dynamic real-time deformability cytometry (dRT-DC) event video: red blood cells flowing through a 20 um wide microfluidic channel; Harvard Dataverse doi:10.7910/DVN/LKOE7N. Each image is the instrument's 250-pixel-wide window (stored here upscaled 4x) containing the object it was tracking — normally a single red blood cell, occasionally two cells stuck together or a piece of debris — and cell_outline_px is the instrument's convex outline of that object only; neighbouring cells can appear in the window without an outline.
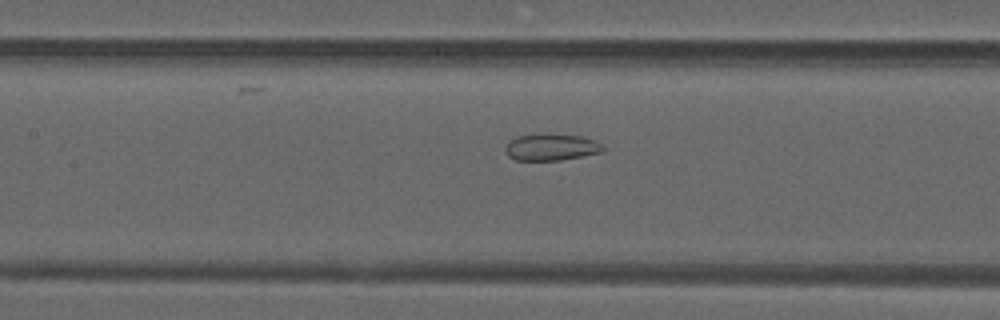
{"species": "common noctule bat (a hibernating species)", "species_latin": "Nyctalus noctula", "temperature_condition": "warm", "stored_images_in_passage": 31, "camera_frame_rate_fps": 3000, "um_per_image_px": 0.085, "animal": {"sex": "male", "forearm_length_mm": 52.5}, "frame": {"image": 1, "passage_image": 10, "time_ms": 3.0, "image_size_px": [1000, 320], "cell_outline_px": [[604, 152], [560, 160], [516, 160], [508, 156], [504, 152], [504, 148], [508, 140], [516, 136], [544, 132], [548, 132], [580, 136], [596, 140], [604, 144]], "centroid_in_image_um": [46.84, 12.48], "position_along_channel_um": 160.6, "area_um2": 15.84}}
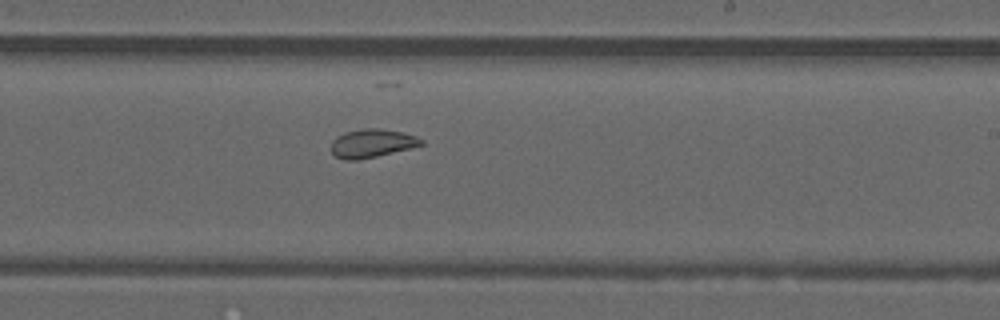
{"frame": {"image": 2, "passage_image": 17, "time_ms": 5.333, "image_size_px": [1000, 320], "cell_outline_px": [[424, 144], [360, 160], [344, 160], [336, 156], [332, 152], [332, 140], [336, 136], [344, 132], [364, 128], [376, 128], [404, 132], [416, 136], [424, 140]], "centroid_in_image_um": [31.6, 12.17], "position_along_channel_um": 257.4, "area_um2": 14.85}}
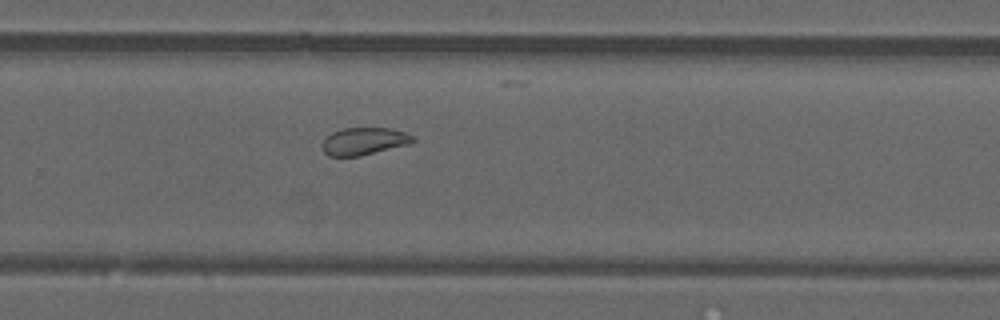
{"frame": {"image": 3, "passage_image": 20, "time_ms": 6.333, "image_size_px": [1000, 320], "cell_outline_px": [[416, 140], [408, 144], [360, 156], [328, 156], [324, 152], [324, 140], [332, 132], [344, 128], [392, 128], [404, 132], [412, 136]], "centroid_in_image_um": [30.95, 12.0], "position_along_channel_um": 298.8, "area_um2": 14.22}, "authors_computed_cell_mechanics": {"area_um2": 15.2014, "velocity_mm_per_s": 4.1677, "shape_relaxation_time_tau1_ms": null, "shape_relaxation_time_tau2_ms": 1.787, "deformation_change_tau1": null, "deformation_change_tau2": 0.0799}}